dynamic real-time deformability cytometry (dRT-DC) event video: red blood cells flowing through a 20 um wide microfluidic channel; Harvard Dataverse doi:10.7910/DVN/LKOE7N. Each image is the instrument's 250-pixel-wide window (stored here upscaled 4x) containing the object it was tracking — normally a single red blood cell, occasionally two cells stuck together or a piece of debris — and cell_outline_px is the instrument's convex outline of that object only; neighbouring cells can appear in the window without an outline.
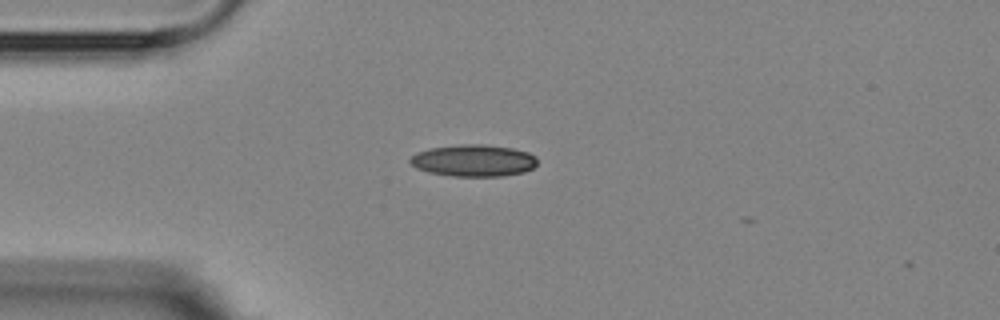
{"species": "Egyptian fruit bat (a non-hibernating species)", "species_latin": "Rousettus aegyptiacus", "temperature_condition": "room temperature", "stored_images_in_passage": 2, "camera_frame_rate_fps": 3000, "um_per_image_px": 0.085, "animal": {"sex": "female"}, "frame": {"image": 1, "passage_image": 1, "time_ms": 0.0, "image_size_px": [1000, 320], "cell_outline_px": [[536, 164], [532, 168], [524, 172], [504, 176], [452, 176], [428, 172], [416, 168], [408, 160], [416, 152], [428, 148], [460, 144], [480, 144], [512, 148], [528, 152], [536, 156]], "centroid_in_image_um": [40.23, 13.64], "position_along_channel_um": 44.8, "area_um2": 23.7}}